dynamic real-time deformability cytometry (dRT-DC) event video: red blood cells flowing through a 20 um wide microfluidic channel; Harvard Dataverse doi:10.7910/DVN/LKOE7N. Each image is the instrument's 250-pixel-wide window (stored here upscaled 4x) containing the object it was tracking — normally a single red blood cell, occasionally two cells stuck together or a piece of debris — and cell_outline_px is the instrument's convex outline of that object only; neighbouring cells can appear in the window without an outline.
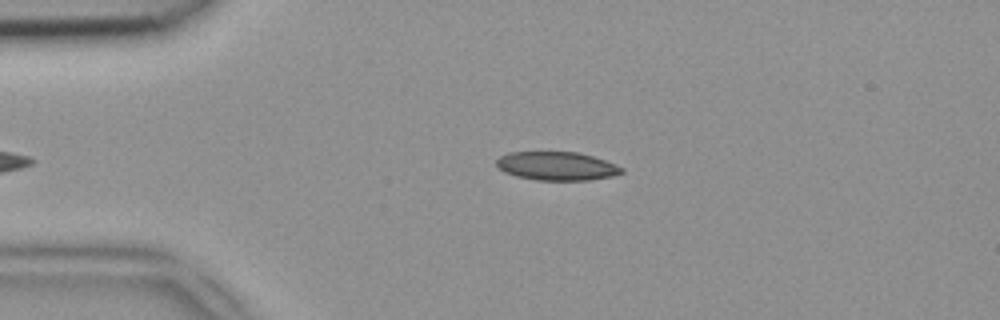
{"species": "common noctule bat (a hibernating species)", "species_latin": "Nyctalus noctula", "temperature_condition": "room temperature", "stored_images_in_passage": 36, "camera_frame_rate_fps": 3000, "um_per_image_px": 0.085, "animal": {"sex": "female", "body_mass_g": 18.4}, "frame": {"image": 1, "passage_image": 3, "time_ms": 0.667, "image_size_px": [1000, 320], "cell_outline_px": [[624, 172], [612, 176], [588, 180], [536, 180], [516, 176], [504, 172], [496, 168], [496, 160], [500, 156], [508, 152], [576, 152], [592, 156], [616, 164], [624, 168]], "centroid_in_image_um": [47.3, 14.11], "position_along_channel_um": 37.7, "area_um2": 20.92}}
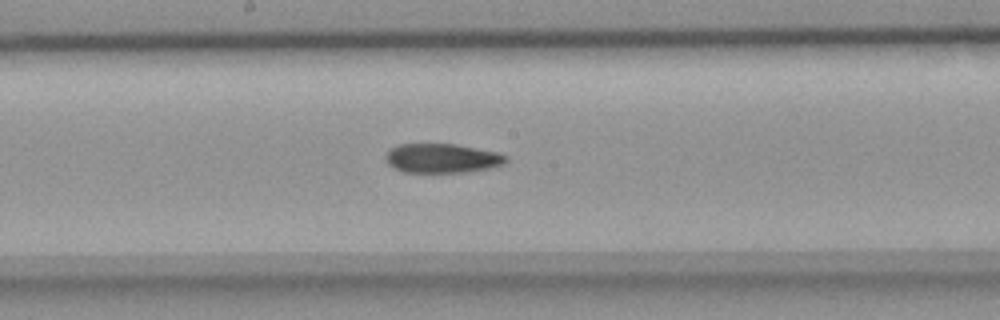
{"frame": {"image": 2, "passage_image": 18, "time_ms": 5.667, "image_size_px": [1000, 320], "cell_outline_px": [[508, 160], [504, 164], [492, 168], [464, 172], [404, 172], [388, 164], [384, 156], [388, 148], [400, 144], [456, 144], [500, 152], [508, 156]], "centroid_in_image_um": [37.6, 13.44], "position_along_channel_um": 210.6, "area_um2": 20.81}}
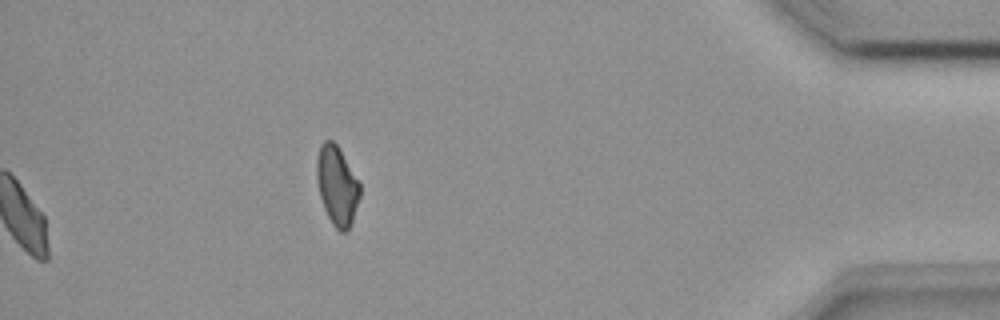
{"frame": {"image": 3, "passage_image": 36, "time_ms": 11.667, "image_size_px": [1000, 320], "cell_outline_px": [[360, 196], [352, 220], [348, 228], [344, 232], [340, 232], [332, 224], [324, 208], [320, 196], [316, 176], [316, 160], [320, 144], [324, 140], [332, 140], [336, 144], [360, 184]], "centroid_in_image_um": [28.62, 15.76], "position_along_channel_um": 406.6, "area_um2": 19.59}}